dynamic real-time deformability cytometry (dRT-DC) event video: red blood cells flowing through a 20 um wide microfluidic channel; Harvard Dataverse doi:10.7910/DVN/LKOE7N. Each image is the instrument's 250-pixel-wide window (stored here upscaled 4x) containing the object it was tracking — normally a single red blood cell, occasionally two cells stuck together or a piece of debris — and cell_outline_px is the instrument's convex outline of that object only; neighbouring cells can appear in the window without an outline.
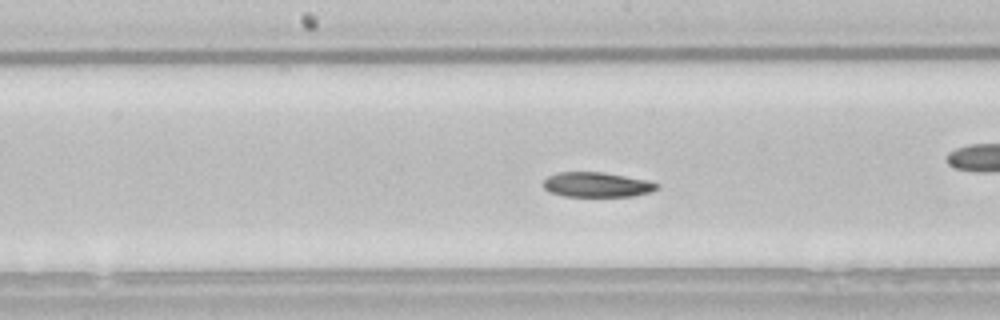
{"species": "common noctule bat (a hibernating species)", "species_latin": "Nyctalus noctula", "temperature_condition": "room temperature", "stored_images_in_passage": 26, "camera_frame_rate_fps": 3000, "um_per_image_px": 0.085, "animal": {"sex": "male", "body_mass_g": 21.5, "forearm_length_mm": 52.0}, "frame": {"image": 1, "passage_image": 12, "time_ms": 3.667, "image_size_px": [1000, 320], "cell_outline_px": [[660, 188], [652, 192], [632, 196], [564, 196], [548, 192], [544, 188], [544, 180], [548, 176], [556, 172], [604, 172], [648, 180], [660, 184]], "centroid_in_image_um": [50.76, 15.69], "position_along_channel_um": 197.4, "area_um2": 16.65}, "authors_computed_cell_mechanics": {"area_um2": 17.3111, "velocity_mm_per_s": 3.7953, "shape_relaxation_time_tau1_ms": 10.1706, "shape_relaxation_time_tau2_ms": null, "deformation_change_tau1": 0.1712, "deformation_change_tau2": null}}